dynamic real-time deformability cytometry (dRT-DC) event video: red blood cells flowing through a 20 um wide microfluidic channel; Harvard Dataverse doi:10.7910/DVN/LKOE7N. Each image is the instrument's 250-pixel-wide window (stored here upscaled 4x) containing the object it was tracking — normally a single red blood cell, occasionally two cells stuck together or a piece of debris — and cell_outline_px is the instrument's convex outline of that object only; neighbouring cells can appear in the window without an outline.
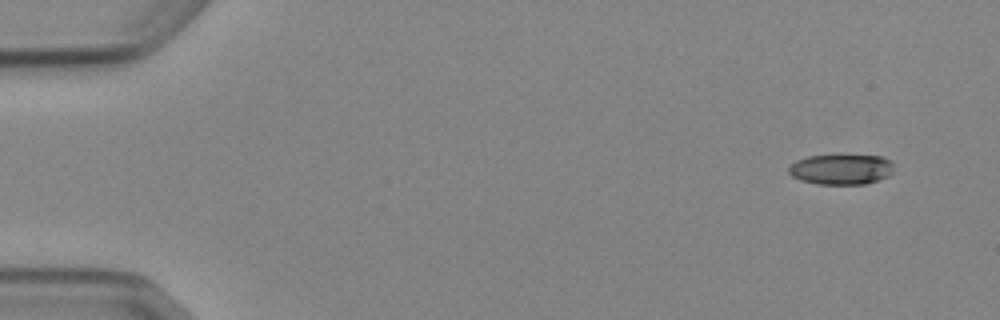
{"species": "Egyptian fruit bat (a non-hibernating species)", "species_latin": "Rousettus aegyptiacus", "temperature_condition": "cold", "stored_images_in_passage": 8, "camera_frame_rate_fps": 3000, "um_per_image_px": 0.085, "animal": {"sex": "female"}, "frame": {"image": 1, "passage_image": 1, "time_ms": 0.0, "image_size_px": [1000, 320], "cell_outline_px": [[892, 172], [888, 176], [880, 180], [864, 184], [816, 184], [800, 180], [792, 176], [788, 172], [788, 168], [796, 160], [808, 156], [840, 152], [880, 156], [892, 160]], "centroid_in_image_um": [71.5, 14.34], "position_along_channel_um": 13.5, "area_um2": 19.54}}
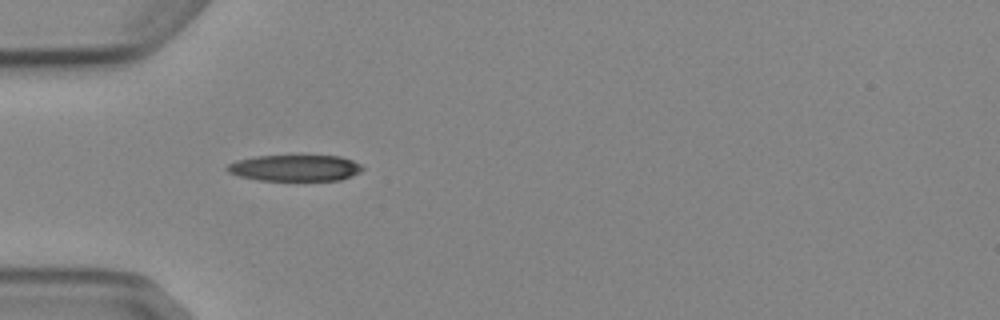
{"frame": {"image": 2, "passage_image": 4, "time_ms": 4.333, "image_size_px": [1000, 320], "cell_outline_px": [[364, 168], [360, 172], [352, 176], [340, 180], [260, 180], [240, 176], [228, 172], [224, 168], [228, 164], [236, 160], [256, 156], [300, 152], [340, 156], [352, 160], [360, 164]], "centroid_in_image_um": [25.09, 14.21], "position_along_channel_um": 59.9, "area_um2": 21.85}}
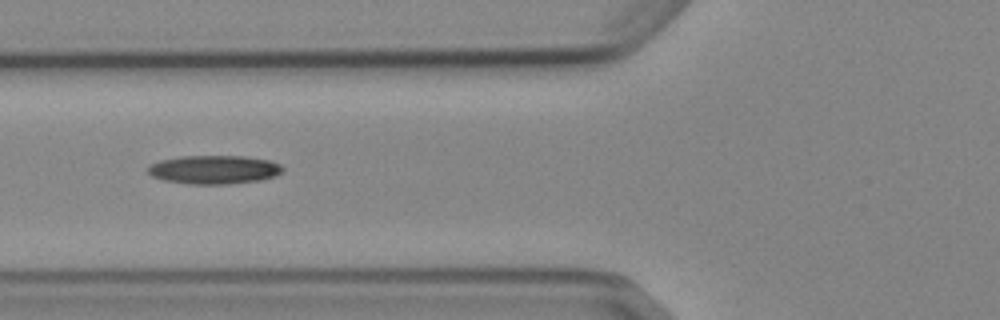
{"frame": {"image": 3, "passage_image": 5, "time_ms": 5.667, "image_size_px": [1000, 320], "cell_outline_px": [[284, 168], [276, 176], [260, 180], [224, 184], [188, 184], [164, 180], [152, 176], [148, 172], [148, 164], [160, 160], [180, 156], [244, 156], [268, 160], [280, 164]], "centroid_in_image_um": [18.17, 14.41], "position_along_channel_um": 107.6, "area_um2": 22.48}}